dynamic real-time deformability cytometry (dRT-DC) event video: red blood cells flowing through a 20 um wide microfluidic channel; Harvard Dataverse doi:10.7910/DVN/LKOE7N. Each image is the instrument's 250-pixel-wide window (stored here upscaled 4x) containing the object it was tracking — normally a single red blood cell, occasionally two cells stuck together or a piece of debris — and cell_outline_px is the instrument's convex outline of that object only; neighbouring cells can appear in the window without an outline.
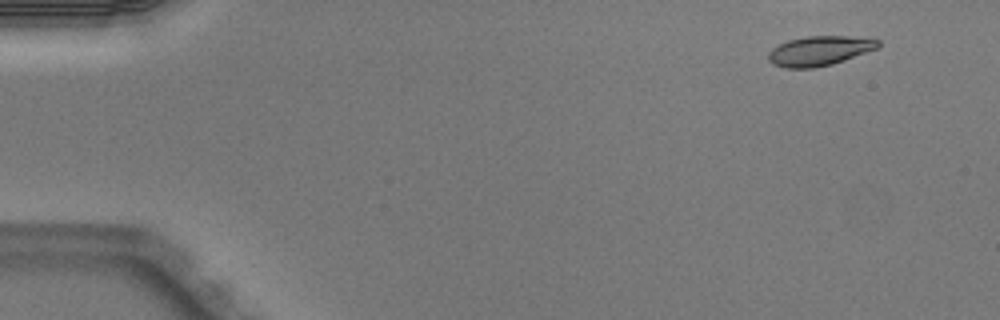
{"species": "Egyptian fruit bat (a non-hibernating species)", "species_latin": "Rousettus aegyptiacus", "temperature_condition": "warm", "stored_images_in_passage": 5, "camera_frame_rate_fps": 3000, "um_per_image_px": 0.085, "animal": {"sex": "male"}, "frame": {"image": 1, "passage_image": 2, "time_ms": 0.333, "image_size_px": [1000, 320], "cell_outline_px": [[880, 44], [876, 48], [844, 60], [832, 64], [812, 68], [784, 68], [772, 64], [768, 60], [768, 52], [772, 48], [788, 40], [804, 36], [848, 36], [880, 40]], "centroid_in_image_um": [69.6, 4.32], "position_along_channel_um": 15.4, "area_um2": 18.84}}